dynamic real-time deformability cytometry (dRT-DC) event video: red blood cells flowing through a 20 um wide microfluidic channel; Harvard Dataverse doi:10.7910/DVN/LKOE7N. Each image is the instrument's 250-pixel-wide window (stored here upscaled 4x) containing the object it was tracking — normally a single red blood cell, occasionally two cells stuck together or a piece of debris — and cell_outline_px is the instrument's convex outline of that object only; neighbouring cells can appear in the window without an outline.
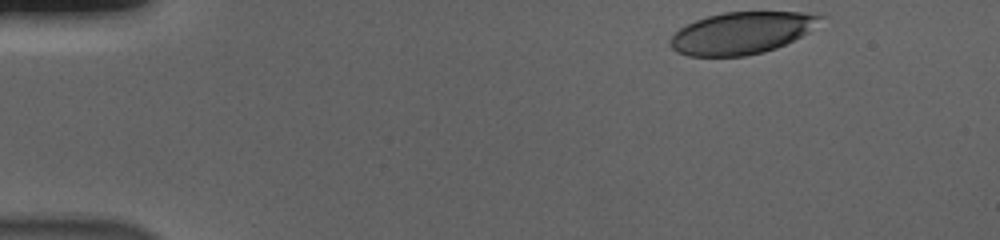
{"species": "human", "species_latin": "Homo sapiens", "temperature_condition": "cold", "stored_images_in_passage": 50, "camera_frame_rate_fps": 3000, "um_per_image_px": 0.085, "donor": {"sex": "male"}, "frame": {"image": 1, "passage_image": 1, "time_ms": 0.0, "image_size_px": [1000, 240], "cell_outline_px": [[828, 16], [808, 32], [776, 48], [764, 52], [744, 56], [688, 56], [676, 52], [668, 44], [668, 40], [680, 28], [696, 20], [708, 16], [724, 12], [820, 12]], "centroid_in_image_um": [63.08, 2.79], "position_along_channel_um": 21.9, "area_um2": 36.93}}
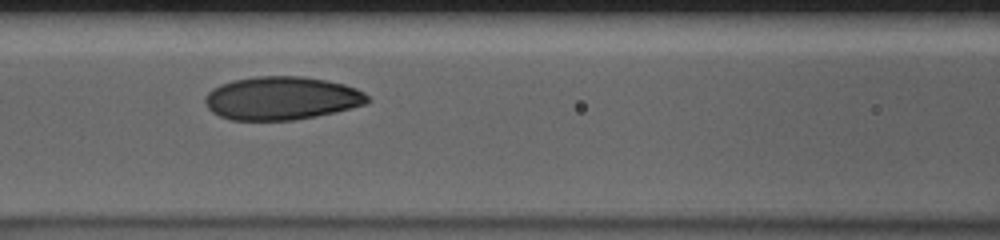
{"frame": {"image": 2, "passage_image": 19, "time_ms": 6.0, "image_size_px": [1000, 240], "cell_outline_px": [[372, 100], [368, 104], [336, 112], [316, 116], [292, 120], [232, 120], [220, 116], [212, 112], [208, 108], [204, 100], [208, 92], [212, 88], [220, 84], [232, 80], [256, 76], [300, 76], [324, 80], [344, 84], [356, 88], [364, 92]], "centroid_in_image_um": [23.95, 8.35], "position_along_channel_um": 142.6, "area_um2": 41.15}}
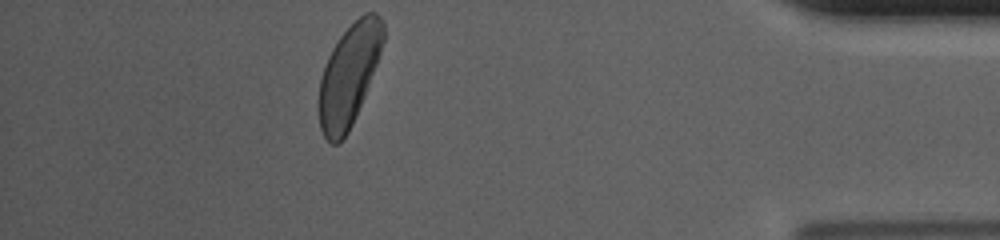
{"frame": {"image": 3, "passage_image": 44, "time_ms": 14.333, "image_size_px": [1000, 240], "cell_outline_px": [[384, 40], [376, 64], [364, 96], [352, 124], [348, 132], [340, 144], [332, 144], [324, 136], [320, 128], [320, 80], [328, 56], [332, 48], [340, 36], [364, 12], [376, 12], [384, 20]], "centroid_in_image_um": [29.68, 6.36], "position_along_channel_um": 405.5, "area_um2": 37.4}, "authors_computed_cell_mechanics": {"area_um2": 39.7664, "velocity_mm_per_s": 3.6717, "shape_relaxation_time_tau1_ms": 3.9943, "shape_relaxation_time_tau2_ms": 1.3459, "deformation_change_tau1": 0.1467, "deformation_change_tau2": 0.0551}}